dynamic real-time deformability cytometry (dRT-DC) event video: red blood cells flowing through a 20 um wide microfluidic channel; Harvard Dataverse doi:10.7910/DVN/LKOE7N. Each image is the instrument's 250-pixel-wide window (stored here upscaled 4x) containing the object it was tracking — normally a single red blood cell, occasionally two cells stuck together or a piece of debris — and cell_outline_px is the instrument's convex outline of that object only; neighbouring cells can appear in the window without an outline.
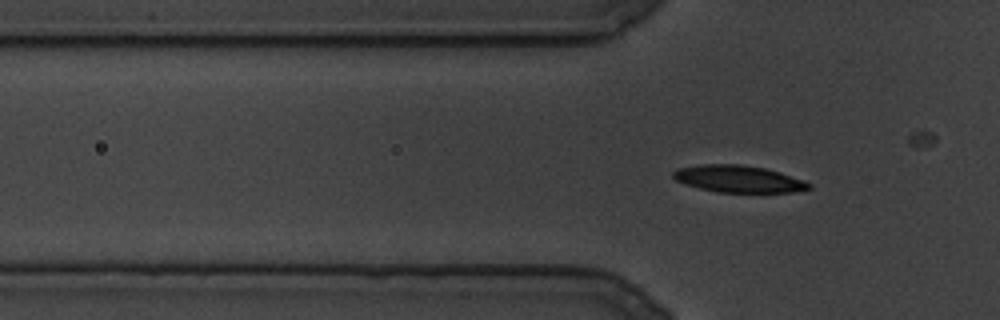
{"species": "common noctule bat (a hibernating species)", "species_latin": "Nyctalus noctula", "temperature_condition": "cold", "stored_images_in_passage": 67, "camera_frame_rate_fps": 3000, "um_per_image_px": 0.085, "animal": {"sex": "male", "body_mass_g": 19.5, "forearm_length_mm": 54.6}, "frame": {"image": 1, "passage_image": 10, "time_ms": 3.0, "image_size_px": [1000, 320], "cell_outline_px": [[812, 188], [792, 192], [716, 192], [684, 184], [676, 180], [672, 176], [672, 172], [676, 168], [700, 164], [740, 164], [764, 168], [780, 172], [812, 184]], "centroid_in_image_um": [62.72, 15.2], "position_along_channel_um": 63.1, "area_um2": 21.33}}
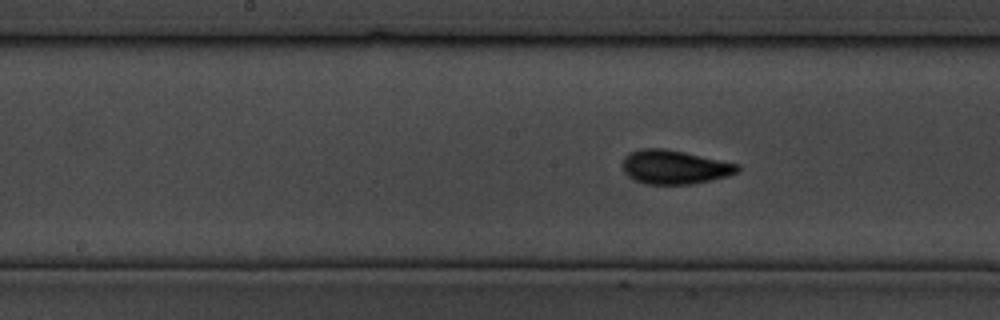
{"frame": {"image": 2, "passage_image": 33, "time_ms": 10.667, "image_size_px": [1000, 320], "cell_outline_px": [[740, 168], [736, 172], [728, 176], [692, 184], [644, 184], [628, 176], [624, 172], [624, 156], [628, 152], [640, 148], [664, 148], [684, 152], [740, 164]], "centroid_in_image_um": [57.32, 14.19], "position_along_channel_um": 190.9, "area_um2": 22.72}}
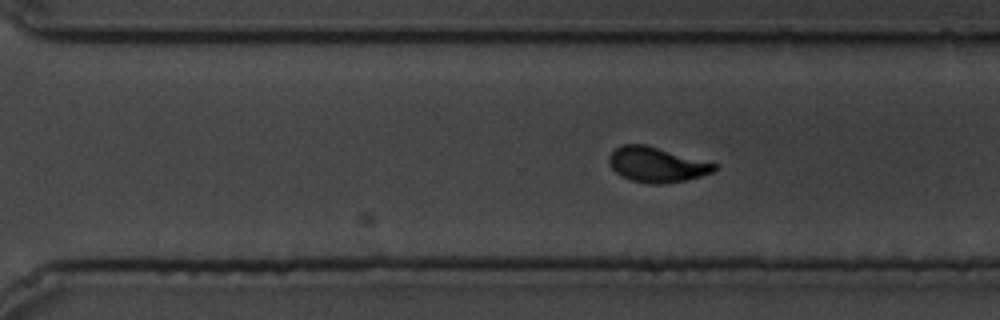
{"frame": {"image": 3, "passage_image": 55, "time_ms": 18.0, "image_size_px": [1000, 320], "cell_outline_px": [[716, 168], [712, 172], [700, 176], [684, 180], [660, 184], [648, 184], [632, 180], [620, 176], [608, 164], [608, 156], [620, 144], [644, 144], [716, 164]], "centroid_in_image_um": [55.74, 13.99], "position_along_channel_um": 314.9, "area_um2": 21.21}}